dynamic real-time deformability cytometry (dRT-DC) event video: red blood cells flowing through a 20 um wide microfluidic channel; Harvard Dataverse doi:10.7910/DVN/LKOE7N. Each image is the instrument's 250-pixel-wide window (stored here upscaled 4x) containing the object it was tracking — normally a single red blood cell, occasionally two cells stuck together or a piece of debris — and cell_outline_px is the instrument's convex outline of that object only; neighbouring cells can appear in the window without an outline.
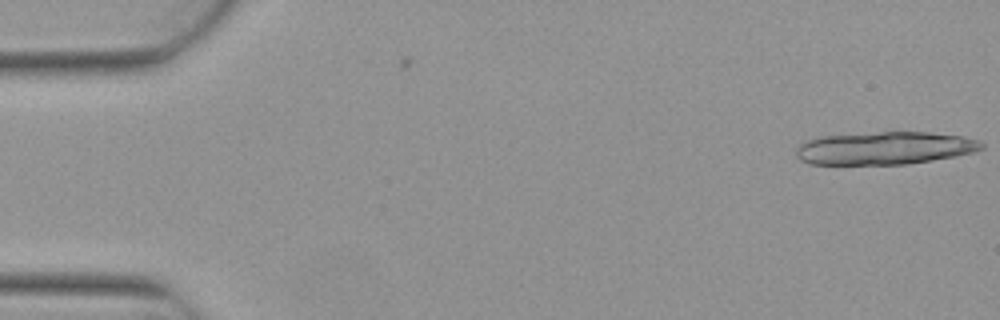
{"species": "Egyptian fruit bat (a non-hibernating species)", "species_latin": "Rousettus aegyptiacus", "temperature_condition": "warm", "stored_images_in_passage": 2, "camera_frame_rate_fps": 3000, "um_per_image_px": 0.085, "animal": {"sex": "female"}, "frame": {"image": 1, "passage_image": 2, "time_ms": 0.333, "image_size_px": [1000, 320], "cell_outline_px": [[984, 148], [976, 152], [956, 156], [908, 164], [808, 164], [800, 160], [796, 156], [796, 148], [804, 140], [816, 136], [892, 128], [928, 132], [960, 136], [980, 140], [984, 144]], "centroid_in_image_um": [75.17, 12.53], "position_along_channel_um": 9.8, "area_um2": 37.22}}